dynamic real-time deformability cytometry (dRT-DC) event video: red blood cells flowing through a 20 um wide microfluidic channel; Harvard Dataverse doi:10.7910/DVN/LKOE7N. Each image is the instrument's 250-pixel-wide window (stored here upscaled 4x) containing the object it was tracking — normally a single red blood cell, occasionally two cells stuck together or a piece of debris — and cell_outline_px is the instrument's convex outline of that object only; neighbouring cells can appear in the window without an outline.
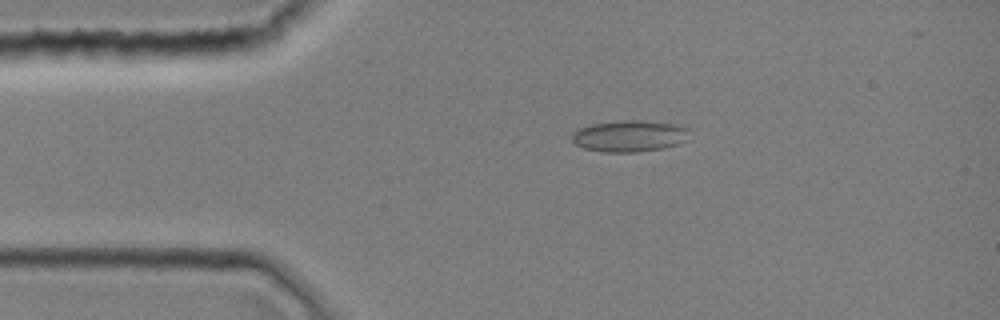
{"species": "common noctule bat (a hibernating species)", "species_latin": "Nyctalus noctula", "temperature_condition": "room temperature", "stored_images_in_passage": 1, "camera_frame_rate_fps": 3000, "um_per_image_px": 0.085, "animal": {"sex": "female", "body_mass_g": 19.0, "forearm_length_mm": 51.5}, "frame": {"image": 1, "passage_image": 1, "time_ms": 0.0, "image_size_px": [1000, 320], "cell_outline_px": [[688, 128], [676, 144], [664, 148], [636, 152], [600, 152], [584, 148], [576, 144], [572, 140], [572, 132], [580, 128], [592, 124], [620, 120], [640, 120], [680, 124]], "centroid_in_image_um": [53.41, 11.55], "position_along_channel_um": 31.6, "area_um2": 21.21}}